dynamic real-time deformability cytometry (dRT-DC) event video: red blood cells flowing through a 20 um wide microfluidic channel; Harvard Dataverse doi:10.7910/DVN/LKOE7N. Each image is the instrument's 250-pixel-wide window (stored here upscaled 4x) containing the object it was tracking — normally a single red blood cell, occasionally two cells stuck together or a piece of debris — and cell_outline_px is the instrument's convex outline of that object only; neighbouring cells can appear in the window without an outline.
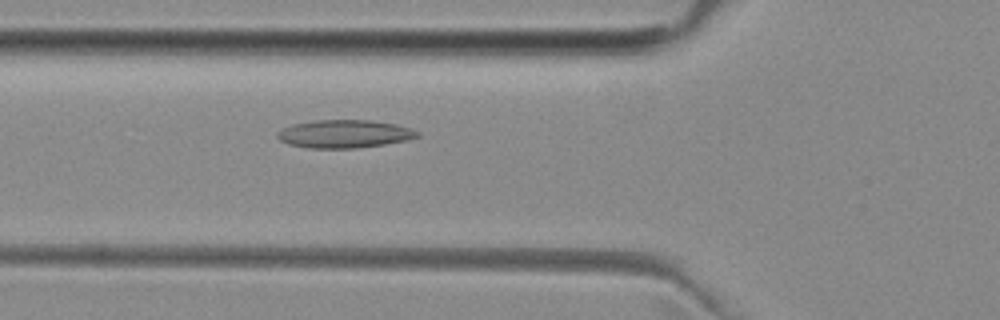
{"species": "common noctule bat (a hibernating species)", "species_latin": "Nyctalus noctula", "temperature_condition": "room temperature", "stored_images_in_passage": 51, "camera_frame_rate_fps": 3000, "um_per_image_px": 0.085, "animal": {"sex": "female", "body_mass_g": 29.2, "forearm_length_mm": 56.3}, "frame": {"image": 1, "passage_image": 18, "time_ms": 5.667, "image_size_px": [1000, 320], "cell_outline_px": [[420, 136], [408, 140], [384, 144], [356, 148], [308, 148], [288, 144], [280, 140], [276, 136], [276, 132], [292, 124], [312, 120], [372, 120], [396, 124], [412, 128], [420, 132]], "centroid_in_image_um": [29.29, 11.37], "position_along_channel_um": 96.5, "area_um2": 23.06}}
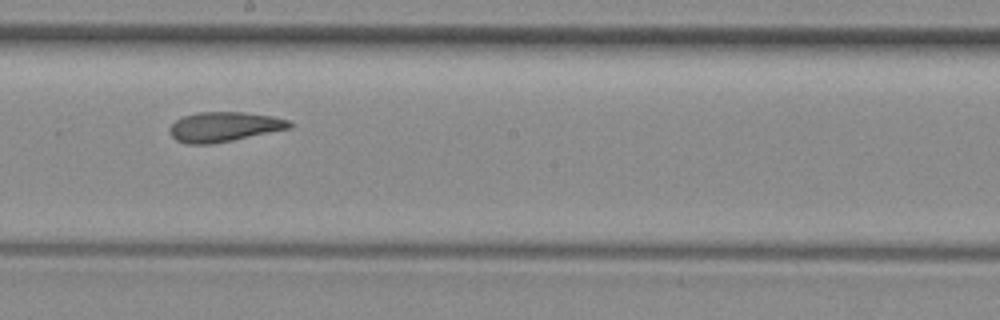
{"frame": {"image": 2, "passage_image": 28, "time_ms": 9.0, "image_size_px": [1000, 320], "cell_outline_px": [[292, 128], [212, 144], [188, 144], [176, 140], [172, 136], [168, 128], [176, 120], [184, 116], [200, 112], [244, 112], [272, 116], [288, 120], [292, 124]], "centroid_in_image_um": [19.05, 10.78], "position_along_channel_um": 229.2, "area_um2": 20.69}}
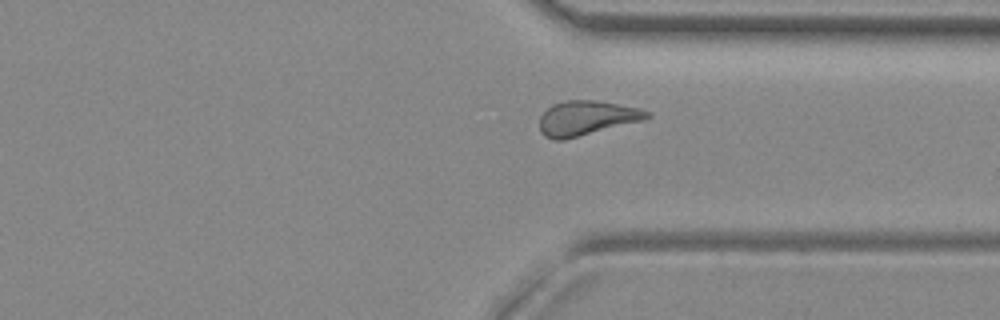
{"frame": {"image": 3, "passage_image": 38, "time_ms": 12.333, "image_size_px": [1000, 320], "cell_outline_px": [[652, 116], [644, 120], [564, 140], [552, 140], [544, 136], [540, 132], [540, 116], [552, 104], [564, 100], [600, 100], [640, 108], [648, 112]], "centroid_in_image_um": [49.85, 10.03], "position_along_channel_um": 361.6, "area_um2": 21.85}, "authors_computed_cell_mechanics": {"area_um2": 22.1374, "velocity_mm_per_s": 3.974, "shape_relaxation_time_tau1_ms": null, "shape_relaxation_time_tau2_ms": 4.4757, "deformation_change_tau1": null, "deformation_change_tau2": 0.129}}